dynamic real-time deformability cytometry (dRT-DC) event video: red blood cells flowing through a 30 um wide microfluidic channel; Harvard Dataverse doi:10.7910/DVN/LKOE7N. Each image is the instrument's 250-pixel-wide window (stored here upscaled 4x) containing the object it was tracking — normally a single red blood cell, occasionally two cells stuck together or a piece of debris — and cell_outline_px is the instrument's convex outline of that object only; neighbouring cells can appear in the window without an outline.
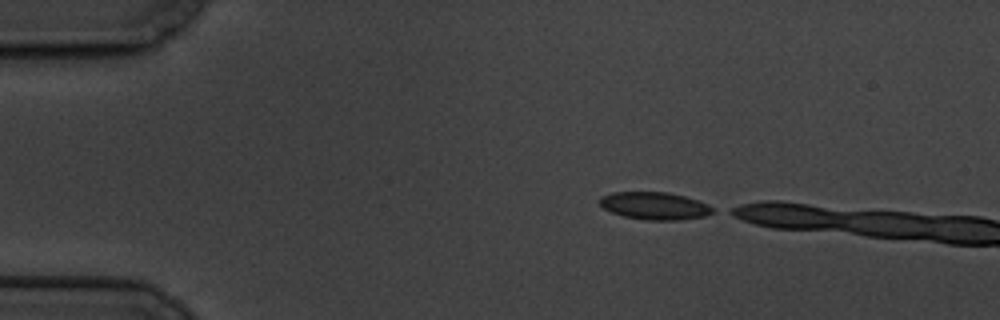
{"species": "common noctule bat (a hibernating species)", "species_latin": "Nyctalus noctula", "temperature_condition": "cold", "stored_images_in_passage": 2, "camera_frame_rate_fps": 3000, "um_per_image_px": 0.085, "animal": {"sex": "male", "body_mass_g": 19.5, "forearm_length_mm": 54.6}, "frame": {"image": 1, "passage_image": 1, "time_ms": 0.0, "image_size_px": [1000, 320], "cell_outline_px": [[716, 212], [704, 216], [680, 220], [648, 220], [624, 216], [612, 212], [604, 208], [600, 204], [600, 196], [612, 192], [668, 192], [684, 196], [708, 204], [716, 208]], "centroid_in_image_um": [55.68, 17.49], "position_along_channel_um": 29.3, "area_um2": 18.15}}